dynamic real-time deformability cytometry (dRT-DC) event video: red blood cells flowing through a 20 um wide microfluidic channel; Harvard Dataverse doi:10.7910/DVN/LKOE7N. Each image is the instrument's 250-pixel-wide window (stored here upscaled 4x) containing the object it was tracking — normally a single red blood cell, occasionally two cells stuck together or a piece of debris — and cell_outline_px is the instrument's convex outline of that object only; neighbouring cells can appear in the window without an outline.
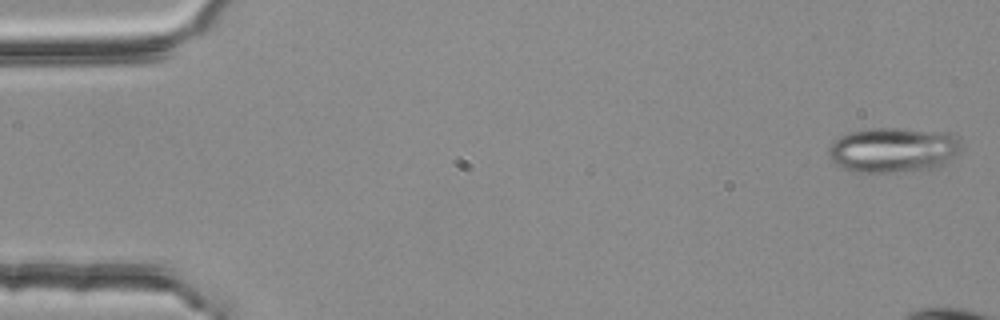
{"species": "common noctule bat (a hibernating species)", "species_latin": "Nyctalus noctula", "temperature_condition": "room temperature", "stored_images_in_passage": 5, "camera_frame_rate_fps": 3000, "um_per_image_px": 0.085, "animal": {"sex": "female", "body_mass_g": 25.1}, "frame": {"image": 1, "passage_image": 1, "time_ms": 0.0, "image_size_px": [1000, 320], "cell_outline_px": [[960, 148], [944, 164], [932, 168], [904, 172], [856, 172], [844, 168], [836, 164], [828, 156], [828, 152], [832, 144], [840, 136], [848, 132], [868, 128], [904, 128], [952, 132], [956, 136], [960, 144]], "centroid_in_image_um": [75.92, 12.72], "position_along_channel_um": 9.1, "area_um2": 34.85}}